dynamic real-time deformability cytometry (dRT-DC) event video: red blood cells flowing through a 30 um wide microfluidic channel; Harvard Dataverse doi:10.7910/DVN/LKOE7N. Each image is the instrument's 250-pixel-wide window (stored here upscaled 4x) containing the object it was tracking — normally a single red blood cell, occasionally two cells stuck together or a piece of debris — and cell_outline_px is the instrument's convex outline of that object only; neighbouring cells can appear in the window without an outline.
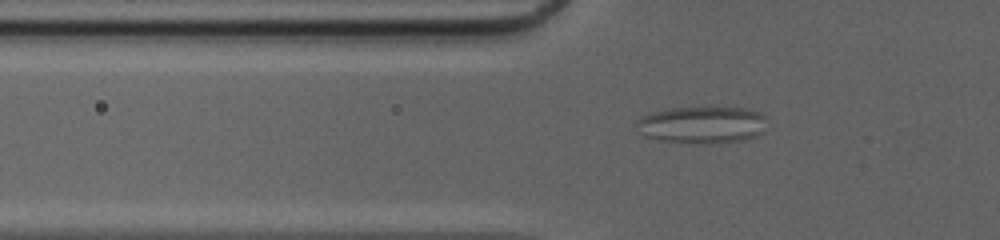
{"species": "common noctule bat (a hibernating species)", "species_latin": "Nyctalus noctula", "temperature_condition": "cold", "stored_images_in_passage": 42, "segment_of_instrument_passage": [1, 2], "camera_frame_rate_fps": 3000, "um_per_image_px": 0.085, "animal": {"sex": "female", "body_mass_g": 20.0, "forearm_length_mm": 54.0}, "frame": {"image": 1, "passage_image": 8, "time_ms": 2.333, "image_size_px": [1000, 240], "cell_outline_px": [[760, 116], [752, 132], [748, 136], [728, 140], [668, 140], [652, 136], [640, 120], [656, 112], [672, 108], [744, 108], [756, 112]], "centroid_in_image_um": [59.62, 10.51], "position_along_channel_um": 66.2, "area_um2": 23.58}}
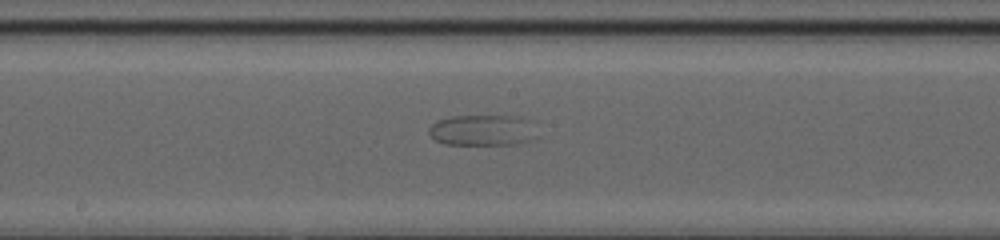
{"frame": {"image": 2, "passage_image": 19, "time_ms": 6.0, "image_size_px": [1000, 240], "cell_outline_px": [[508, 144], [444, 144], [436, 140], [428, 132], [428, 128], [432, 124], [440, 120], [452, 116], [508, 116]], "centroid_in_image_um": [40.05, 11.07], "position_along_channel_um": 208.2, "area_um2": 14.8}}
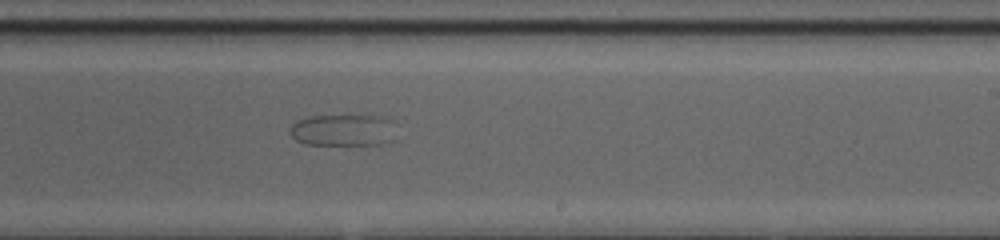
{"frame": {"image": 3, "passage_image": 23, "time_ms": 7.333, "image_size_px": [1000, 240], "cell_outline_px": [[384, 120], [376, 144], [308, 144], [296, 140], [292, 136], [292, 124], [300, 120], [312, 116], [376, 116]], "centroid_in_image_um": [28.73, 11.05], "position_along_channel_um": 260.3, "area_um2": 16.94}}